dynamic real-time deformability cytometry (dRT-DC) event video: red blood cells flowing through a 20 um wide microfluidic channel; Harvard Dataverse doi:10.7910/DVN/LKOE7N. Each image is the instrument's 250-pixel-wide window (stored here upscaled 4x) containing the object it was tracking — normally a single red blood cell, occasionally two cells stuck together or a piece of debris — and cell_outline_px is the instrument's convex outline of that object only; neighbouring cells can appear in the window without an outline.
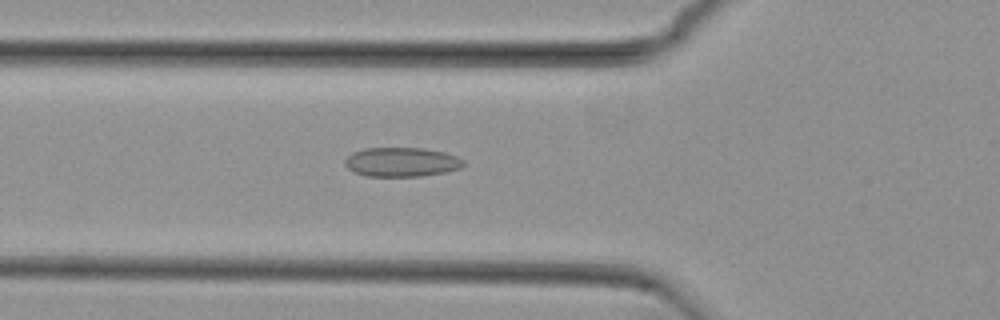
{"species": "common noctule bat (a hibernating species)", "species_latin": "Nyctalus noctula", "temperature_condition": "cold", "stored_images_in_passage": 49, "camera_frame_rate_fps": 3000, "um_per_image_px": 0.085, "animal": {"sex": "female", "body_mass_g": 29.2, "forearm_length_mm": 56.3}, "frame": {"image": 1, "passage_image": 14, "time_ms": 4.333, "image_size_px": [1000, 320], "cell_outline_px": [[464, 164], [460, 168], [444, 172], [420, 176], [368, 176], [352, 172], [344, 164], [344, 160], [352, 152], [364, 148], [424, 148], [444, 152], [456, 156], [464, 160]], "centroid_in_image_um": [34.1, 13.77], "position_along_channel_um": 91.7, "area_um2": 20.23}}
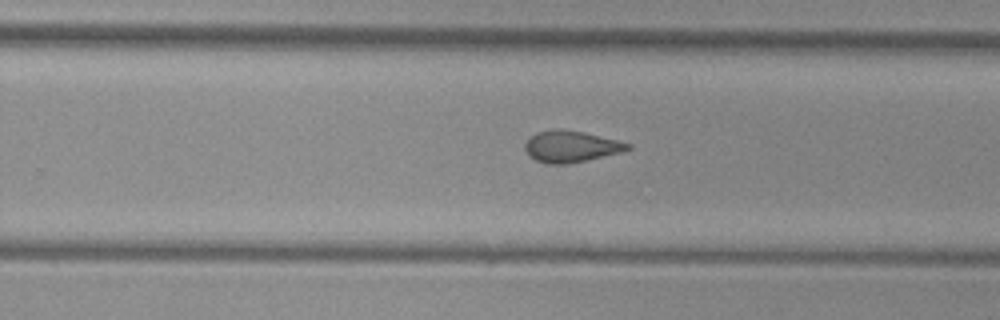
{"frame": {"image": 2, "passage_image": 29, "time_ms": 9.333, "image_size_px": [1000, 320], "cell_outline_px": [[632, 148], [620, 152], [568, 164], [544, 164], [528, 156], [524, 148], [524, 144], [536, 132], [552, 128], [560, 128], [584, 132], [632, 144]], "centroid_in_image_um": [48.48, 12.44], "position_along_channel_um": 281.3, "area_um2": 18.9}}
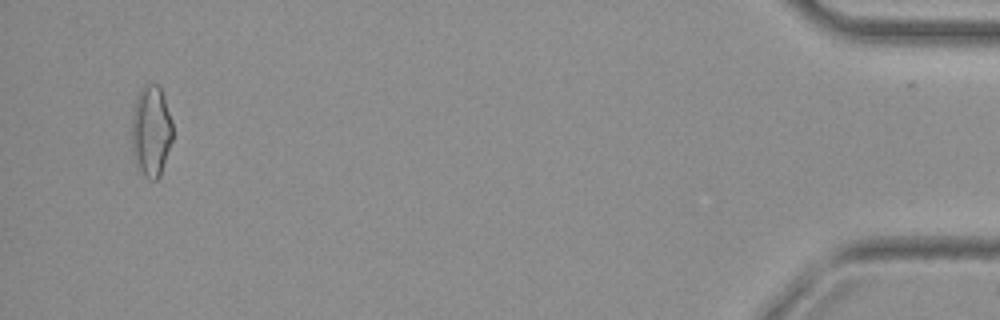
{"frame": {"image": 3, "passage_image": 47, "time_ms": 15.333, "image_size_px": [1000, 320], "cell_outline_px": [[172, 140], [160, 176], [156, 180], [148, 180], [140, 172], [136, 164], [132, 152], [132, 116], [136, 96], [140, 88], [144, 84], [160, 84], [172, 120]], "centroid_in_image_um": [12.84, 11.12], "position_along_channel_um": 422.4, "area_um2": 22.08}, "authors_computed_cell_mechanics": {"area_um2": 19.363, "velocity_mm_per_s": 3.7855, "shape_relaxation_time_tau1_ms": null, "shape_relaxation_time_tau2_ms": 1.8287, "deformation_change_tau1": null, "deformation_change_tau2": 0.0818}}